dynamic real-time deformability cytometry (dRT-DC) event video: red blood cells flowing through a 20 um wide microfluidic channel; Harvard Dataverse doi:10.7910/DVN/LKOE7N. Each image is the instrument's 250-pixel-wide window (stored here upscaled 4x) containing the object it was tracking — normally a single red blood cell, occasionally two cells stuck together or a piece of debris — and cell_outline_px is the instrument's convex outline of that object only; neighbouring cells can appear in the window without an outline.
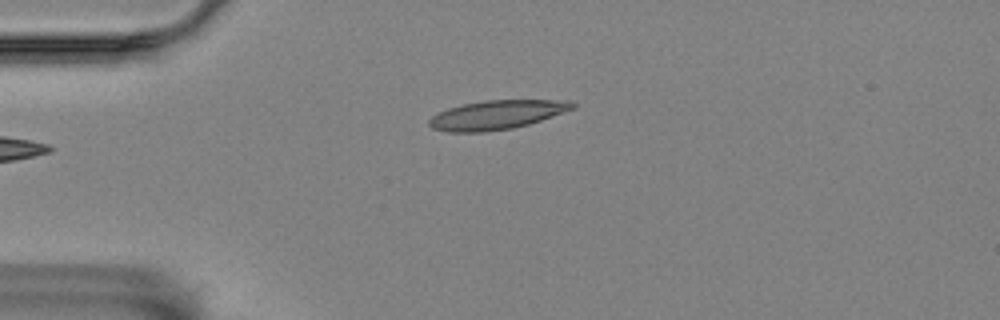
{"species": "Egyptian fruit bat (a non-hibernating species)", "species_latin": "Rousettus aegyptiacus", "temperature_condition": "room temperature", "stored_images_in_passage": 5, "camera_frame_rate_fps": 3000, "um_per_image_px": 0.085, "animal": {"sex": "female"}, "frame": {"image": 1, "passage_image": 5, "time_ms": 1.333, "image_size_px": [1000, 320], "cell_outline_px": [[576, 108], [528, 124], [512, 128], [484, 132], [448, 132], [432, 128], [428, 124], [428, 120], [432, 116], [448, 108], [464, 104], [484, 100], [572, 100], [576, 104]], "centroid_in_image_um": [42.24, 9.75], "position_along_channel_um": 42.8, "area_um2": 24.22}}